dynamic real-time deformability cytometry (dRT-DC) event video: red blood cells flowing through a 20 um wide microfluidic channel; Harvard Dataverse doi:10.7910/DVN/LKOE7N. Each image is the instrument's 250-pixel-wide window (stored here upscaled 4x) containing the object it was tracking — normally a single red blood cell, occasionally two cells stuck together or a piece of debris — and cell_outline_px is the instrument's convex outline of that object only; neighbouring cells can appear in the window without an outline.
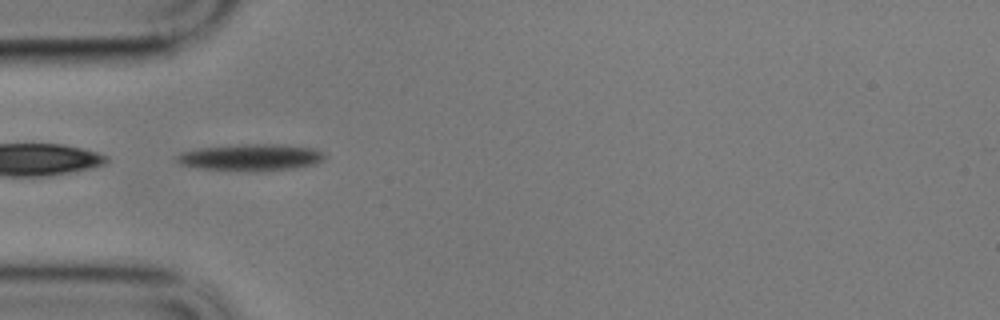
{"species": "common noctule bat (a hibernating species)", "species_latin": "Nyctalus noctula", "temperature_condition": "cold", "stored_images_in_passage": 15, "camera_frame_rate_fps": 3000, "um_per_image_px": 0.085, "animal": {"sex": "male", "body_mass_g": 17.9}, "frame": {"image": 1, "passage_image": 1, "time_ms": 0.0, "image_size_px": [1000, 320], "cell_outline_px": [[328, 156], [324, 160], [316, 164], [268, 172], [256, 172], [204, 168], [180, 164], [176, 160], [176, 156], [180, 152], [200, 148], [240, 144], [276, 144], [316, 148], [324, 152]], "centroid_in_image_um": [21.41, 13.38], "position_along_channel_um": 63.6, "area_um2": 23.35}}
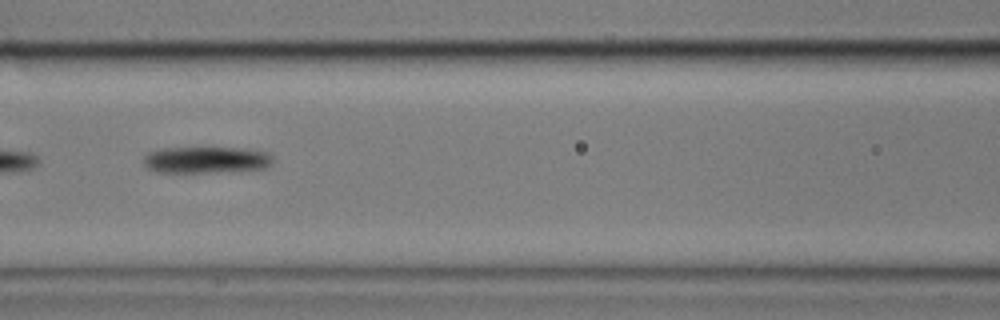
{"frame": {"image": 2, "passage_image": 9, "time_ms": 2.667, "image_size_px": [1000, 320], "cell_outline_px": [[272, 164], [268, 168], [240, 172], [156, 172], [148, 168], [144, 164], [144, 156], [148, 152], [160, 148], [244, 148], [268, 152], [272, 156]], "centroid_in_image_um": [17.59, 13.6], "position_along_channel_um": 149.0, "area_um2": 20.46}}